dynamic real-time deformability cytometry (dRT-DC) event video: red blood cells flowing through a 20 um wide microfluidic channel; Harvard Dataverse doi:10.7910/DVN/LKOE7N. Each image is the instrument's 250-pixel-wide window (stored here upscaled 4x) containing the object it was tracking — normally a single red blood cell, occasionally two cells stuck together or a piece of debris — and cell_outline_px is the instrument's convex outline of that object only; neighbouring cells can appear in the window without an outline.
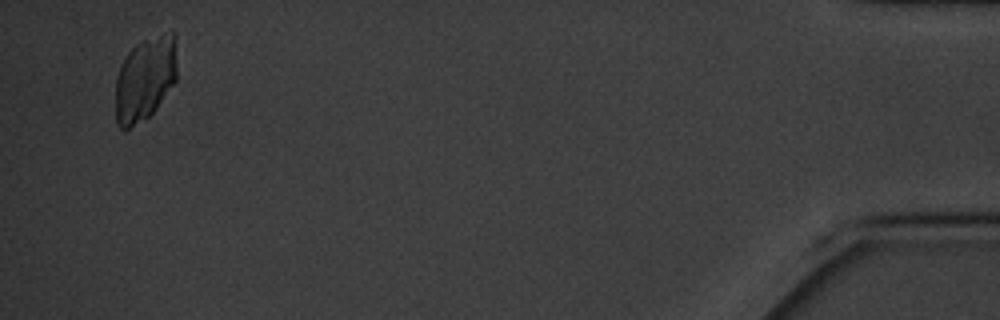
{"species": "common noctule bat (a hibernating species)", "species_latin": "Nyctalus noctula", "temperature_condition": "cold", "stored_images_in_passage": 17, "segment_of_instrument_passage": [2, 2], "camera_frame_rate_fps": 3000, "um_per_image_px": 0.085, "animal": {"sex": "male", "body_mass_g": 20.1, "forearm_length_mm": 53.5}, "frame": {"image": 1, "passage_image": 17, "time_ms": 20.333, "image_size_px": [1000, 320], "cell_outline_px": [[176, 80], [156, 108], [148, 116], [128, 128], [120, 128], [116, 120], [116, 76], [128, 52], [136, 44], [144, 40], [164, 32], [176, 32]], "centroid_in_image_um": [12.35, 6.65], "position_along_channel_um": 422.8, "area_um2": 29.94}}